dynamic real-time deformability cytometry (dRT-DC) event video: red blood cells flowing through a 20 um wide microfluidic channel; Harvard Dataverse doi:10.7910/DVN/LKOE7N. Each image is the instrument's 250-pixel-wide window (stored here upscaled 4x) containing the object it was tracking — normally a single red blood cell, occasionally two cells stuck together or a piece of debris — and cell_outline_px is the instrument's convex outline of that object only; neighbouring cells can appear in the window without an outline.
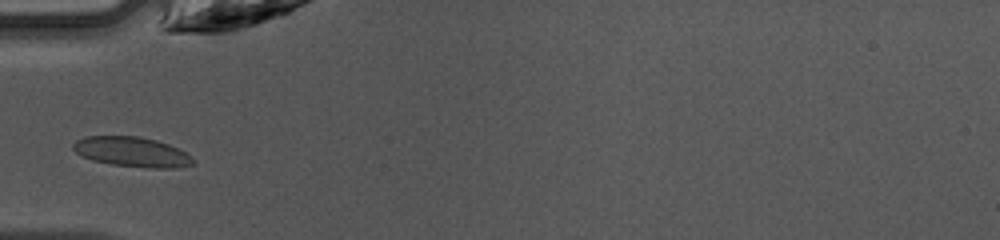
{"species": "common noctule bat (a hibernating species)", "species_latin": "Nyctalus noctula", "temperature_condition": "warm", "stored_images_in_passage": 32, "camera_frame_rate_fps": 3000, "um_per_image_px": 0.085, "animal": {"sex": "female", "body_mass_g": 10.0, "forearm_length_mm": 53.1}, "frame": {"image": 1, "passage_image": 1, "time_ms": 0.0, "image_size_px": [1000, 240], "cell_outline_px": [[192, 164], [176, 168], [152, 168], [112, 164], [92, 160], [80, 156], [72, 148], [72, 144], [76, 140], [84, 136], [140, 136], [156, 140], [168, 144], [192, 156]], "centroid_in_image_um": [11.16, 12.9], "position_along_channel_um": 73.8, "area_um2": 20.81}}
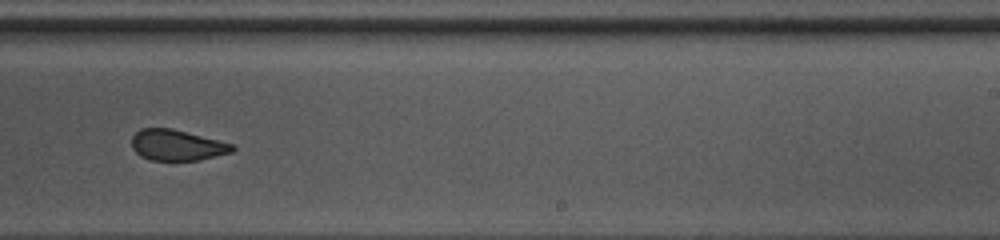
{"frame": {"image": 2, "passage_image": 15, "time_ms": 4.667, "image_size_px": [1000, 240], "cell_outline_px": [[236, 148], [232, 152], [196, 160], [152, 160], [140, 156], [132, 148], [132, 136], [140, 128], [172, 128], [232, 144]], "centroid_in_image_um": [15.0, 12.33], "position_along_channel_um": 274.0, "area_um2": 17.86}}
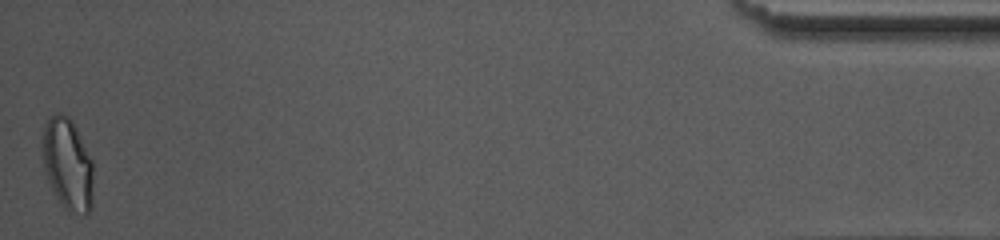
{"frame": {"image": 3, "passage_image": 32, "time_ms": 10.333, "image_size_px": [1000, 240], "cell_outline_px": [[92, 208], [84, 216], [64, 212], [48, 180], [40, 156], [44, 124], [48, 116], [56, 112], [60, 112], [68, 116], [72, 120], [92, 160]], "centroid_in_image_um": [5.71, 13.97], "position_along_channel_um": 429.5, "area_um2": 27.98}, "authors_computed_cell_mechanics": {"area_um2": 19.7387, "velocity_mm_per_s": 4.257, "shape_relaxation_time_tau1_ms": 4.6777, "shape_relaxation_time_tau2_ms": 1.2822, "deformation_change_tau1": 0.1293, "deformation_change_tau2": 0.064}}